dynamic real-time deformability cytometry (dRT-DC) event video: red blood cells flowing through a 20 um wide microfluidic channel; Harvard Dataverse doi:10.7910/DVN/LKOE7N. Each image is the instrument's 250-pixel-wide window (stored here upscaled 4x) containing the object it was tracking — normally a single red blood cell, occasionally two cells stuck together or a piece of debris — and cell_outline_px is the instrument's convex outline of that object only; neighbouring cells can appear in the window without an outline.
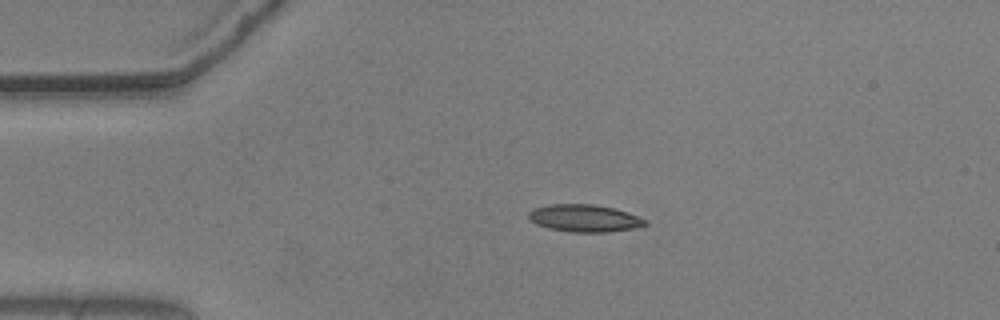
{"species": "common noctule bat (a hibernating species)", "species_latin": "Nyctalus noctula", "temperature_condition": "warm", "stored_images_in_passage": 44, "camera_frame_rate_fps": 3000, "um_per_image_px": 0.085, "animal": {"sex": "male", "body_mass_g": 20.5, "forearm_length_mm": 52.5}, "frame": {"image": 1, "passage_image": 1, "time_ms": 0.0, "image_size_px": [1000, 320], "cell_outline_px": [[648, 224], [632, 228], [608, 232], [572, 232], [548, 228], [536, 224], [528, 216], [528, 212], [532, 208], [548, 204], [596, 204], [616, 208], [628, 212], [648, 220]], "centroid_in_image_um": [49.68, 18.53], "position_along_channel_um": 35.3, "area_um2": 18.73}}
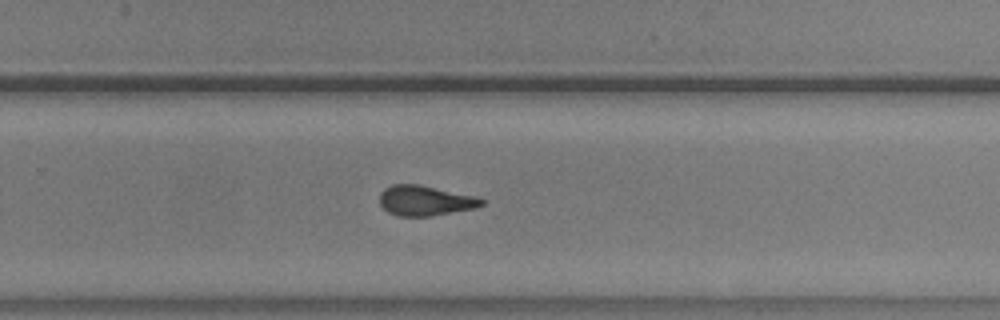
{"frame": {"image": 2, "passage_image": 25, "time_ms": 8.0, "image_size_px": [1000, 320], "cell_outline_px": [[484, 204], [476, 208], [428, 216], [396, 216], [388, 212], [380, 204], [380, 192], [384, 188], [392, 184], [420, 184], [476, 196], [484, 200]], "centroid_in_image_um": [36.12, 17.04], "position_along_channel_um": 293.7, "area_um2": 17.98}}
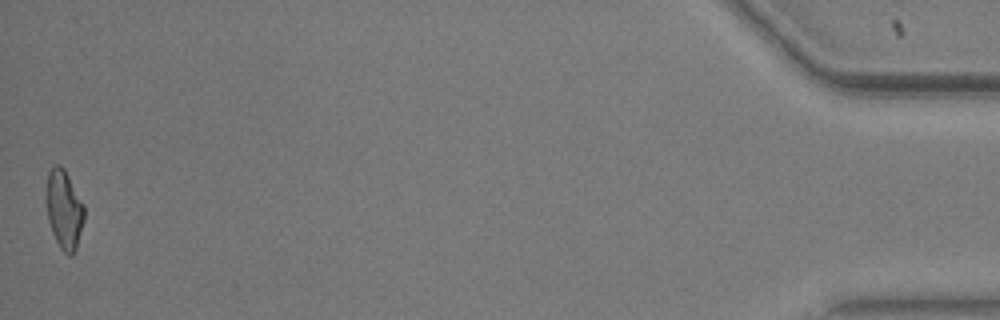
{"frame": {"image": 3, "passage_image": 44, "time_ms": 14.333, "image_size_px": [1000, 320], "cell_outline_px": [[84, 220], [76, 248], [72, 256], [68, 256], [60, 248], [52, 232], [48, 220], [44, 196], [48, 172], [52, 164], [60, 164], [64, 168], [84, 204]], "centroid_in_image_um": [5.42, 17.77], "position_along_channel_um": 429.8, "area_um2": 17.86}, "authors_computed_cell_mechanics": {"area_um2": 18.207, "velocity_mm_per_s": 3.677, "shape_relaxation_time_tau1_ms": 5.2168, "shape_relaxation_time_tau2_ms": 4.231, "deformation_change_tau1": 0.1761, "deformation_change_tau2": 0.0919}}